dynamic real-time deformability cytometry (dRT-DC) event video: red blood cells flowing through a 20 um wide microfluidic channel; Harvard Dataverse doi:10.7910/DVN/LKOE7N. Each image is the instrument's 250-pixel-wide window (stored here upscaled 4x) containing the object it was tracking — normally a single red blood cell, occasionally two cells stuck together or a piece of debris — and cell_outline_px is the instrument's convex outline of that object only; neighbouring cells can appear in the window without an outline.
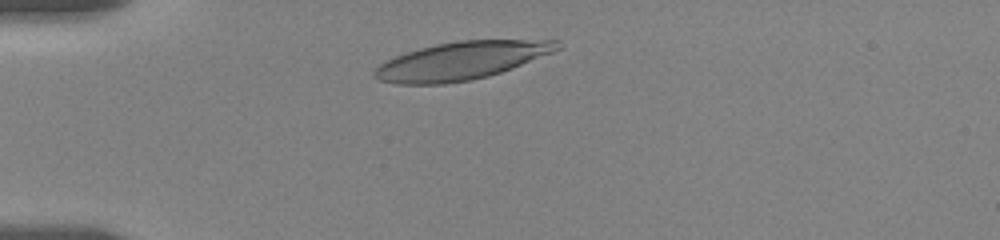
{"species": "human", "species_latin": "Homo sapiens", "temperature_condition": "room temperature", "stored_images_in_passage": 3, "camera_frame_rate_fps": 3000, "um_per_image_px": 0.085, "donor": {"sex": "female"}, "frame": {"image": 1, "passage_image": 2, "time_ms": 1.0, "image_size_px": [1000, 240], "cell_outline_px": [[560, 48], [552, 52], [512, 68], [488, 76], [472, 80], [444, 84], [396, 84], [380, 80], [372, 76], [372, 72], [380, 64], [396, 56], [420, 48], [436, 44], [460, 40], [560, 40]], "centroid_in_image_um": [39.19, 5.17], "position_along_channel_um": 45.8, "area_um2": 40.06}}